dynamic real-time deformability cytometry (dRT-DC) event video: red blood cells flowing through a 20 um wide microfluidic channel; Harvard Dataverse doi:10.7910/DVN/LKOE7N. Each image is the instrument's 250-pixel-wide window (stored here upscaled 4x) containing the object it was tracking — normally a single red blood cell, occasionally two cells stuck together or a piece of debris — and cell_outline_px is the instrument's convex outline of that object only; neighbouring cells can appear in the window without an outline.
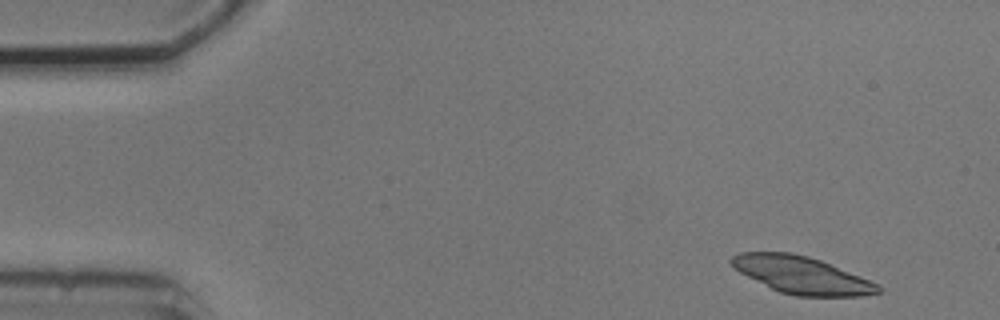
{"species": "common noctule bat (a hibernating species)", "species_latin": "Nyctalus noctula", "temperature_condition": "cold", "stored_images_in_passage": 4, "camera_frame_rate_fps": 3000, "um_per_image_px": 0.085, "animal": {"sex": "male", "body_mass_g": 20.5, "forearm_length_mm": 52.5}, "frame": {"image": 1, "passage_image": 1, "time_ms": 0.0, "image_size_px": [1000, 320], "cell_outline_px": [[884, 292], [864, 296], [796, 296], [780, 292], [732, 268], [728, 260], [732, 256], [740, 252], [788, 252], [808, 256], [820, 260], [880, 284], [884, 288]], "centroid_in_image_um": [68.18, 23.38], "position_along_channel_um": 16.8, "area_um2": 31.85}}